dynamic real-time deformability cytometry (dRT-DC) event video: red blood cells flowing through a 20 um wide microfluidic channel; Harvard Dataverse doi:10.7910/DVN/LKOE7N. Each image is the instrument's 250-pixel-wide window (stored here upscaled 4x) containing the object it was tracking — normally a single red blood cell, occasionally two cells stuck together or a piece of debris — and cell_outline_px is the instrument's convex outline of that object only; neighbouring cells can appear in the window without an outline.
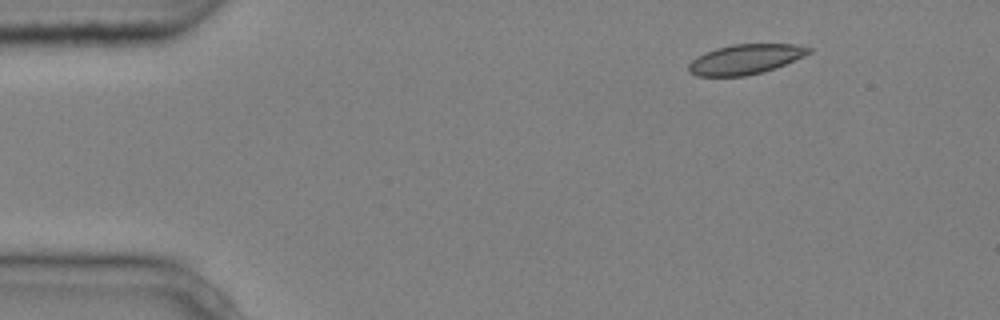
{"species": "common noctule bat (a hibernating species)", "species_latin": "Nyctalus noctula", "temperature_condition": "cold", "stored_images_in_passage": 6, "camera_frame_rate_fps": 3000, "um_per_image_px": 0.085, "animal": {"sex": "male", "body_mass_g": 20.4}, "frame": {"image": 1, "passage_image": 2, "time_ms": 0.333, "image_size_px": [1000, 320], "cell_outline_px": [[812, 52], [804, 56], [784, 64], [760, 72], [744, 76], [696, 76], [688, 72], [688, 64], [696, 56], [704, 52], [716, 48], [732, 44], [796, 44], [812, 48]], "centroid_in_image_um": [63.31, 5.02], "position_along_channel_um": 21.7, "area_um2": 20.87}}
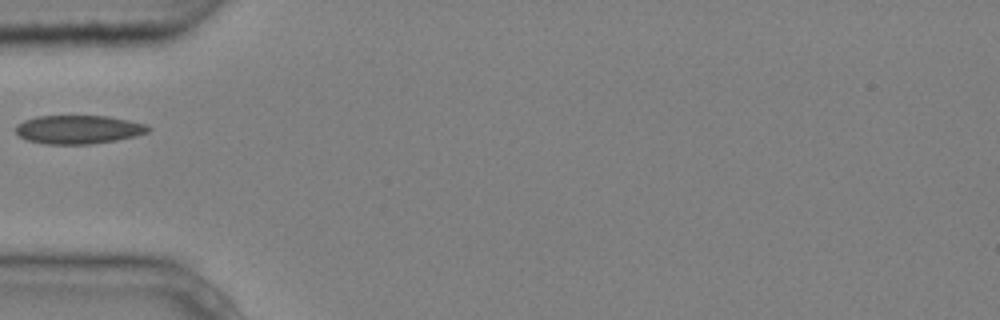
{"frame": {"image": 2, "passage_image": 5, "time_ms": 1.333, "image_size_px": [1000, 320], "cell_outline_px": [[152, 128], [148, 132], [136, 136], [116, 140], [92, 144], [44, 144], [28, 140], [20, 136], [16, 132], [16, 124], [24, 120], [36, 116], [108, 116], [148, 124]], "centroid_in_image_um": [6.69, 11.0], "position_along_channel_um": 78.3, "area_um2": 22.2}}
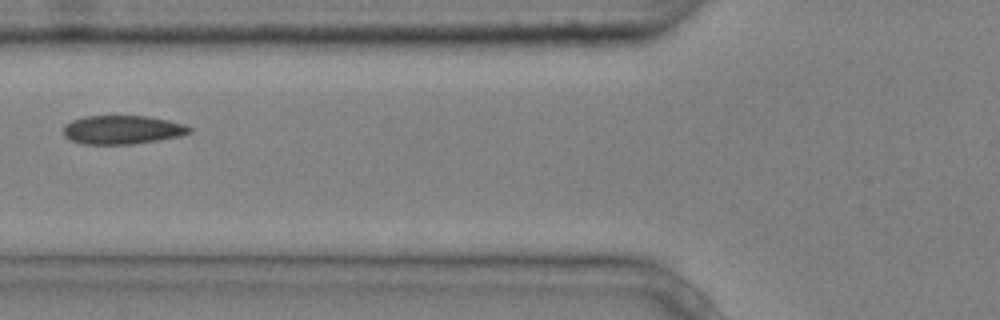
{"frame": {"image": 3, "passage_image": 6, "time_ms": 1.667, "image_size_px": [1000, 320], "cell_outline_px": [[192, 132], [180, 136], [132, 144], [84, 144], [68, 140], [64, 136], [64, 124], [72, 120], [84, 116], [148, 116], [168, 120], [184, 124], [192, 128]], "centroid_in_image_um": [10.38, 11.03], "position_along_channel_um": 115.4, "area_um2": 21.15}}